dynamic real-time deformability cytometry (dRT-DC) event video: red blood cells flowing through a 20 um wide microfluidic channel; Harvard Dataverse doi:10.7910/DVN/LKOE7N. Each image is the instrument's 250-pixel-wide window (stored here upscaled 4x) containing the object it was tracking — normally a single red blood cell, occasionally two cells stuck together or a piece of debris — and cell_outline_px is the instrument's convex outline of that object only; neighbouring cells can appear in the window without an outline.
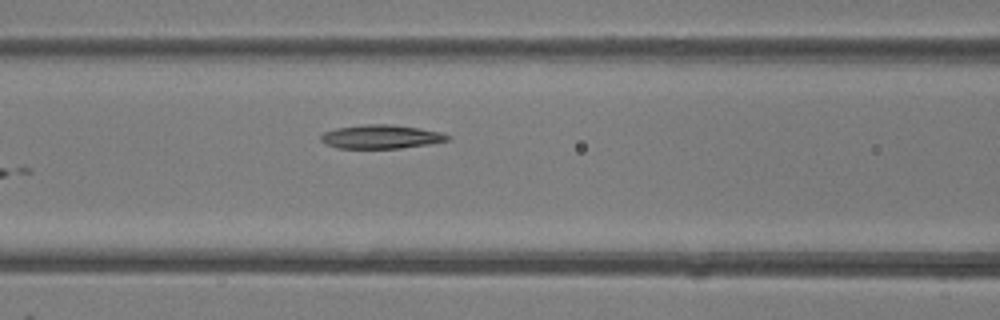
{"species": "common noctule bat (a hibernating species)", "species_latin": "Nyctalus noctula", "temperature_condition": "room temperature", "stored_images_in_passage": 6, "camera_frame_rate_fps": 3000, "um_per_image_px": 0.085, "animal": {"sex": "female"}, "frame": {"image": 1, "passage_image": 6, "time_ms": 6.667, "image_size_px": [1000, 320], "cell_outline_px": [[452, 140], [432, 144], [400, 148], [336, 148], [324, 144], [320, 140], [320, 136], [324, 132], [336, 128], [364, 124], [392, 124], [420, 128], [440, 132], [452, 136]], "centroid_in_image_um": [32.42, 11.62], "position_along_channel_um": 134.2, "area_um2": 17.86}}